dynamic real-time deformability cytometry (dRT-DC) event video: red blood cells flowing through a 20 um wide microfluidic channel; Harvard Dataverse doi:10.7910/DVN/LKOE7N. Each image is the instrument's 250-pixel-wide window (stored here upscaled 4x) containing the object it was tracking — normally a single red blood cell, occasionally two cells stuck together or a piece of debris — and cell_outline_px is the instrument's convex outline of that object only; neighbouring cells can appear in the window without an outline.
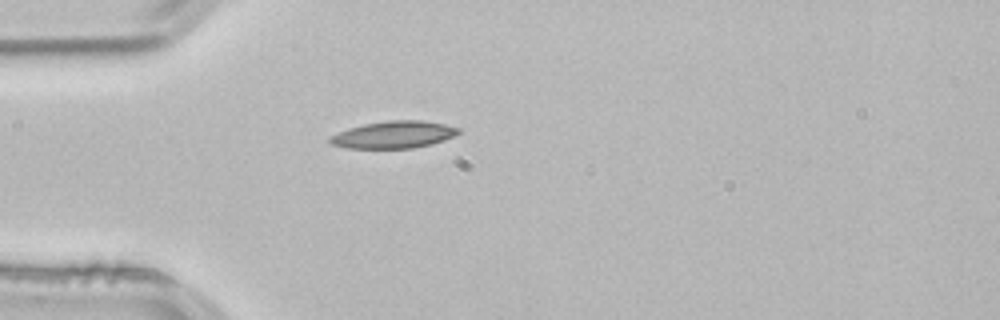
{"species": "common noctule bat (a hibernating species)", "species_latin": "Nyctalus noctula", "temperature_condition": "room temperature", "stored_images_in_passage": 39, "camera_frame_rate_fps": 3000, "um_per_image_px": 0.085, "animal": {"sex": "male", "body_mass_g": 21.5, "forearm_length_mm": 52.0}, "frame": {"image": 1, "passage_image": 1, "time_ms": 0.0, "image_size_px": [1000, 320], "cell_outline_px": [[460, 132], [456, 136], [432, 144], [412, 148], [348, 148], [328, 144], [328, 136], [348, 128], [364, 124], [388, 120], [424, 120], [444, 124], [460, 128]], "centroid_in_image_um": [33.45, 11.44], "position_along_channel_um": 51.6, "area_um2": 20.58}}
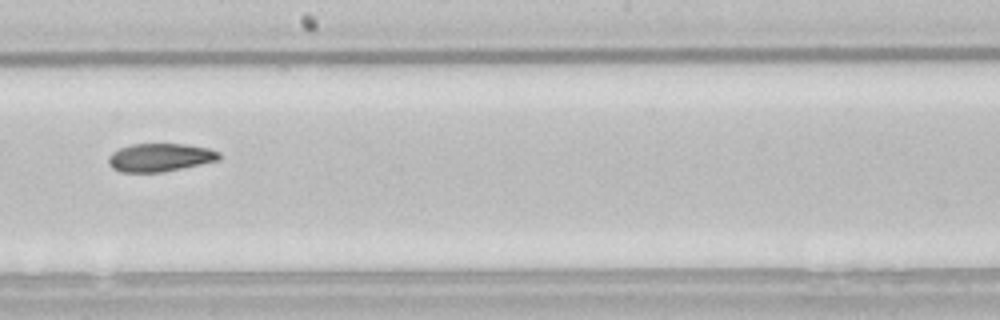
{"frame": {"image": 2, "passage_image": 16, "time_ms": 5.0, "image_size_px": [1000, 320], "cell_outline_px": [[220, 160], [164, 172], [120, 172], [112, 168], [108, 164], [108, 156], [112, 152], [120, 148], [132, 144], [188, 144], [208, 148], [220, 152]], "centroid_in_image_um": [13.6, 13.38], "position_along_channel_um": 234.6, "area_um2": 18.32}}
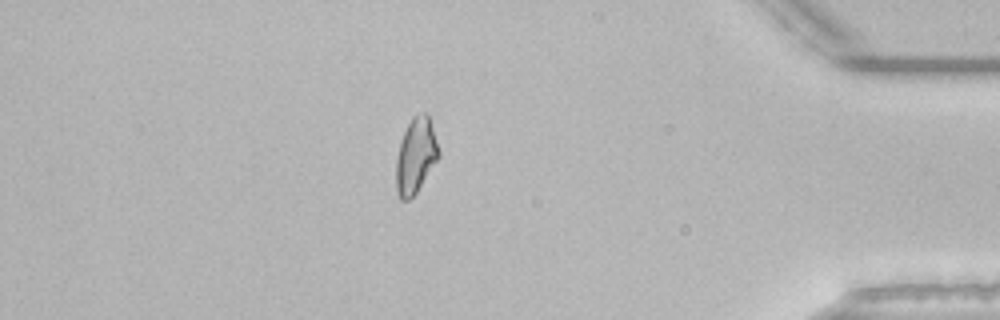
{"frame": {"image": 3, "passage_image": 32, "time_ms": 10.333, "image_size_px": [1000, 320], "cell_outline_px": [[440, 156], [416, 192], [408, 200], [400, 200], [396, 192], [396, 160], [400, 140], [412, 116], [420, 112], [428, 112], [440, 152]], "centroid_in_image_um": [35.33, 13.21], "position_along_channel_um": 399.9, "area_um2": 18.79}, "authors_computed_cell_mechanics": {"area_um2": 18.9006, "velocity_mm_per_s": 3.8447, "shape_relaxation_time_tau1_ms": 4.5329, "shape_relaxation_time_tau2_ms": null, "deformation_change_tau1": 0.1401, "deformation_change_tau2": null}}